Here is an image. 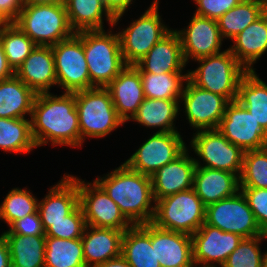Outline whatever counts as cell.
I'll return each mask as SVG.
<instances>
[{"label": "cell", "mask_w": 267, "mask_h": 267, "mask_svg": "<svg viewBox=\"0 0 267 267\" xmlns=\"http://www.w3.org/2000/svg\"><path fill=\"white\" fill-rule=\"evenodd\" d=\"M159 13V0H153L138 19L119 31L121 52L126 65H135L172 28L165 25Z\"/></svg>", "instance_id": "ba28073f"}, {"label": "cell", "mask_w": 267, "mask_h": 267, "mask_svg": "<svg viewBox=\"0 0 267 267\" xmlns=\"http://www.w3.org/2000/svg\"><path fill=\"white\" fill-rule=\"evenodd\" d=\"M266 10L267 7L262 2L242 0L239 4L217 19L222 38L224 40H227V38L228 40H233Z\"/></svg>", "instance_id": "d6a6232c"}, {"label": "cell", "mask_w": 267, "mask_h": 267, "mask_svg": "<svg viewBox=\"0 0 267 267\" xmlns=\"http://www.w3.org/2000/svg\"><path fill=\"white\" fill-rule=\"evenodd\" d=\"M117 115L129 122L145 99L141 74L134 65H127L106 87Z\"/></svg>", "instance_id": "ac0fdd59"}, {"label": "cell", "mask_w": 267, "mask_h": 267, "mask_svg": "<svg viewBox=\"0 0 267 267\" xmlns=\"http://www.w3.org/2000/svg\"><path fill=\"white\" fill-rule=\"evenodd\" d=\"M240 188H267V147L244 153Z\"/></svg>", "instance_id": "f35d334b"}, {"label": "cell", "mask_w": 267, "mask_h": 267, "mask_svg": "<svg viewBox=\"0 0 267 267\" xmlns=\"http://www.w3.org/2000/svg\"><path fill=\"white\" fill-rule=\"evenodd\" d=\"M229 50L247 71H256L254 64L267 53V10L233 40Z\"/></svg>", "instance_id": "d4e9b609"}, {"label": "cell", "mask_w": 267, "mask_h": 267, "mask_svg": "<svg viewBox=\"0 0 267 267\" xmlns=\"http://www.w3.org/2000/svg\"><path fill=\"white\" fill-rule=\"evenodd\" d=\"M237 101L267 133V83L256 71H248L239 83Z\"/></svg>", "instance_id": "4dcf8cb0"}, {"label": "cell", "mask_w": 267, "mask_h": 267, "mask_svg": "<svg viewBox=\"0 0 267 267\" xmlns=\"http://www.w3.org/2000/svg\"><path fill=\"white\" fill-rule=\"evenodd\" d=\"M28 188H12L0 204V220L10 227L16 220L35 213L38 210L36 196Z\"/></svg>", "instance_id": "74e56055"}, {"label": "cell", "mask_w": 267, "mask_h": 267, "mask_svg": "<svg viewBox=\"0 0 267 267\" xmlns=\"http://www.w3.org/2000/svg\"><path fill=\"white\" fill-rule=\"evenodd\" d=\"M31 133L37 147L48 143L55 146L81 148V135L75 94L63 92L38 93L35 96Z\"/></svg>", "instance_id": "6da1fadb"}, {"label": "cell", "mask_w": 267, "mask_h": 267, "mask_svg": "<svg viewBox=\"0 0 267 267\" xmlns=\"http://www.w3.org/2000/svg\"><path fill=\"white\" fill-rule=\"evenodd\" d=\"M196 69H188V79L197 87L237 100L239 83L248 72L227 48L223 52L194 60Z\"/></svg>", "instance_id": "5b68a950"}, {"label": "cell", "mask_w": 267, "mask_h": 267, "mask_svg": "<svg viewBox=\"0 0 267 267\" xmlns=\"http://www.w3.org/2000/svg\"><path fill=\"white\" fill-rule=\"evenodd\" d=\"M217 129L244 152L267 147V133L237 100L226 105Z\"/></svg>", "instance_id": "9a60e30c"}, {"label": "cell", "mask_w": 267, "mask_h": 267, "mask_svg": "<svg viewBox=\"0 0 267 267\" xmlns=\"http://www.w3.org/2000/svg\"><path fill=\"white\" fill-rule=\"evenodd\" d=\"M106 9L115 18L113 28L119 24L121 17L124 16L129 7L135 2L134 0H103Z\"/></svg>", "instance_id": "bcb514c9"}, {"label": "cell", "mask_w": 267, "mask_h": 267, "mask_svg": "<svg viewBox=\"0 0 267 267\" xmlns=\"http://www.w3.org/2000/svg\"><path fill=\"white\" fill-rule=\"evenodd\" d=\"M151 245L161 267H193L191 235L164 230L151 223Z\"/></svg>", "instance_id": "44dd1931"}, {"label": "cell", "mask_w": 267, "mask_h": 267, "mask_svg": "<svg viewBox=\"0 0 267 267\" xmlns=\"http://www.w3.org/2000/svg\"><path fill=\"white\" fill-rule=\"evenodd\" d=\"M45 267H86L81 238L46 236Z\"/></svg>", "instance_id": "d590c367"}, {"label": "cell", "mask_w": 267, "mask_h": 267, "mask_svg": "<svg viewBox=\"0 0 267 267\" xmlns=\"http://www.w3.org/2000/svg\"><path fill=\"white\" fill-rule=\"evenodd\" d=\"M196 4L195 14L217 20L242 0H193Z\"/></svg>", "instance_id": "ee69618b"}, {"label": "cell", "mask_w": 267, "mask_h": 267, "mask_svg": "<svg viewBox=\"0 0 267 267\" xmlns=\"http://www.w3.org/2000/svg\"><path fill=\"white\" fill-rule=\"evenodd\" d=\"M81 148L86 138H104L125 123L117 115L106 88L94 87L75 92Z\"/></svg>", "instance_id": "8992f818"}, {"label": "cell", "mask_w": 267, "mask_h": 267, "mask_svg": "<svg viewBox=\"0 0 267 267\" xmlns=\"http://www.w3.org/2000/svg\"><path fill=\"white\" fill-rule=\"evenodd\" d=\"M187 148L174 161L164 165L151 176L155 202L166 196L193 188L194 157Z\"/></svg>", "instance_id": "d6986e66"}, {"label": "cell", "mask_w": 267, "mask_h": 267, "mask_svg": "<svg viewBox=\"0 0 267 267\" xmlns=\"http://www.w3.org/2000/svg\"><path fill=\"white\" fill-rule=\"evenodd\" d=\"M14 24L37 46H53L75 34L64 2L24 4Z\"/></svg>", "instance_id": "277c9868"}, {"label": "cell", "mask_w": 267, "mask_h": 267, "mask_svg": "<svg viewBox=\"0 0 267 267\" xmlns=\"http://www.w3.org/2000/svg\"><path fill=\"white\" fill-rule=\"evenodd\" d=\"M8 64L15 72L37 46L16 24L7 23L0 31Z\"/></svg>", "instance_id": "8d00e7d4"}, {"label": "cell", "mask_w": 267, "mask_h": 267, "mask_svg": "<svg viewBox=\"0 0 267 267\" xmlns=\"http://www.w3.org/2000/svg\"><path fill=\"white\" fill-rule=\"evenodd\" d=\"M71 28L83 30H104V20L113 27L114 17L106 9L103 0H64Z\"/></svg>", "instance_id": "f1b7e54d"}, {"label": "cell", "mask_w": 267, "mask_h": 267, "mask_svg": "<svg viewBox=\"0 0 267 267\" xmlns=\"http://www.w3.org/2000/svg\"><path fill=\"white\" fill-rule=\"evenodd\" d=\"M205 223L243 238L263 235L241 191L206 206Z\"/></svg>", "instance_id": "7c38bea8"}, {"label": "cell", "mask_w": 267, "mask_h": 267, "mask_svg": "<svg viewBox=\"0 0 267 267\" xmlns=\"http://www.w3.org/2000/svg\"><path fill=\"white\" fill-rule=\"evenodd\" d=\"M37 148L31 133L30 118H0V149L4 152L29 154Z\"/></svg>", "instance_id": "836d02e7"}, {"label": "cell", "mask_w": 267, "mask_h": 267, "mask_svg": "<svg viewBox=\"0 0 267 267\" xmlns=\"http://www.w3.org/2000/svg\"><path fill=\"white\" fill-rule=\"evenodd\" d=\"M96 267H131L130 264L124 259V257L120 254L115 258H111Z\"/></svg>", "instance_id": "681fc988"}, {"label": "cell", "mask_w": 267, "mask_h": 267, "mask_svg": "<svg viewBox=\"0 0 267 267\" xmlns=\"http://www.w3.org/2000/svg\"><path fill=\"white\" fill-rule=\"evenodd\" d=\"M1 234H17L25 236H45V230L38 210L35 213L27 215L16 220L8 230Z\"/></svg>", "instance_id": "7bdbcfd3"}, {"label": "cell", "mask_w": 267, "mask_h": 267, "mask_svg": "<svg viewBox=\"0 0 267 267\" xmlns=\"http://www.w3.org/2000/svg\"><path fill=\"white\" fill-rule=\"evenodd\" d=\"M184 73V74H183ZM145 98L180 100L188 72H140Z\"/></svg>", "instance_id": "e575fe53"}, {"label": "cell", "mask_w": 267, "mask_h": 267, "mask_svg": "<svg viewBox=\"0 0 267 267\" xmlns=\"http://www.w3.org/2000/svg\"><path fill=\"white\" fill-rule=\"evenodd\" d=\"M180 132H155L124 163L143 175L152 176L158 169L174 161L186 149Z\"/></svg>", "instance_id": "8fae6325"}, {"label": "cell", "mask_w": 267, "mask_h": 267, "mask_svg": "<svg viewBox=\"0 0 267 267\" xmlns=\"http://www.w3.org/2000/svg\"><path fill=\"white\" fill-rule=\"evenodd\" d=\"M22 0H0V16L7 23H14L23 9Z\"/></svg>", "instance_id": "f6af8a7d"}, {"label": "cell", "mask_w": 267, "mask_h": 267, "mask_svg": "<svg viewBox=\"0 0 267 267\" xmlns=\"http://www.w3.org/2000/svg\"><path fill=\"white\" fill-rule=\"evenodd\" d=\"M180 100L145 98L131 119L156 132H180L176 125L180 115ZM175 121V122H174Z\"/></svg>", "instance_id": "83f0119b"}, {"label": "cell", "mask_w": 267, "mask_h": 267, "mask_svg": "<svg viewBox=\"0 0 267 267\" xmlns=\"http://www.w3.org/2000/svg\"><path fill=\"white\" fill-rule=\"evenodd\" d=\"M229 101L220 95L194 85L189 79L185 82L180 98L187 123L194 131L217 129ZM185 110V111H184Z\"/></svg>", "instance_id": "5bb4252c"}, {"label": "cell", "mask_w": 267, "mask_h": 267, "mask_svg": "<svg viewBox=\"0 0 267 267\" xmlns=\"http://www.w3.org/2000/svg\"><path fill=\"white\" fill-rule=\"evenodd\" d=\"M79 205L77 176L64 173L61 180L51 186L48 193L38 201L42 222H59Z\"/></svg>", "instance_id": "603a6c76"}, {"label": "cell", "mask_w": 267, "mask_h": 267, "mask_svg": "<svg viewBox=\"0 0 267 267\" xmlns=\"http://www.w3.org/2000/svg\"><path fill=\"white\" fill-rule=\"evenodd\" d=\"M54 56L57 87L75 93L90 89V75L83 50V31L51 46Z\"/></svg>", "instance_id": "30bf717a"}, {"label": "cell", "mask_w": 267, "mask_h": 267, "mask_svg": "<svg viewBox=\"0 0 267 267\" xmlns=\"http://www.w3.org/2000/svg\"><path fill=\"white\" fill-rule=\"evenodd\" d=\"M14 75H15V72L8 64L3 46L0 42V80L11 78Z\"/></svg>", "instance_id": "7dc6e473"}, {"label": "cell", "mask_w": 267, "mask_h": 267, "mask_svg": "<svg viewBox=\"0 0 267 267\" xmlns=\"http://www.w3.org/2000/svg\"><path fill=\"white\" fill-rule=\"evenodd\" d=\"M255 1L262 2L267 7V0H255Z\"/></svg>", "instance_id": "db71d44e"}, {"label": "cell", "mask_w": 267, "mask_h": 267, "mask_svg": "<svg viewBox=\"0 0 267 267\" xmlns=\"http://www.w3.org/2000/svg\"><path fill=\"white\" fill-rule=\"evenodd\" d=\"M193 189L203 204L208 206L240 191L239 177L232 172L196 166Z\"/></svg>", "instance_id": "cb8c5ba5"}, {"label": "cell", "mask_w": 267, "mask_h": 267, "mask_svg": "<svg viewBox=\"0 0 267 267\" xmlns=\"http://www.w3.org/2000/svg\"><path fill=\"white\" fill-rule=\"evenodd\" d=\"M64 2V0H24V4H42V3H58Z\"/></svg>", "instance_id": "f907efd6"}, {"label": "cell", "mask_w": 267, "mask_h": 267, "mask_svg": "<svg viewBox=\"0 0 267 267\" xmlns=\"http://www.w3.org/2000/svg\"><path fill=\"white\" fill-rule=\"evenodd\" d=\"M7 24V22L0 16V31L3 29V27Z\"/></svg>", "instance_id": "816d5d0a"}, {"label": "cell", "mask_w": 267, "mask_h": 267, "mask_svg": "<svg viewBox=\"0 0 267 267\" xmlns=\"http://www.w3.org/2000/svg\"><path fill=\"white\" fill-rule=\"evenodd\" d=\"M263 234H267V188H240Z\"/></svg>", "instance_id": "b9f144b4"}, {"label": "cell", "mask_w": 267, "mask_h": 267, "mask_svg": "<svg viewBox=\"0 0 267 267\" xmlns=\"http://www.w3.org/2000/svg\"><path fill=\"white\" fill-rule=\"evenodd\" d=\"M0 267H12L9 248L2 234H0Z\"/></svg>", "instance_id": "c3c4849f"}, {"label": "cell", "mask_w": 267, "mask_h": 267, "mask_svg": "<svg viewBox=\"0 0 267 267\" xmlns=\"http://www.w3.org/2000/svg\"><path fill=\"white\" fill-rule=\"evenodd\" d=\"M94 181L119 206L132 225L152 222L156 202L150 176L132 170L123 162L103 177L97 176Z\"/></svg>", "instance_id": "7a4b0ae2"}, {"label": "cell", "mask_w": 267, "mask_h": 267, "mask_svg": "<svg viewBox=\"0 0 267 267\" xmlns=\"http://www.w3.org/2000/svg\"><path fill=\"white\" fill-rule=\"evenodd\" d=\"M45 236L60 239L81 238L86 227L85 218L80 205L59 222H42Z\"/></svg>", "instance_id": "60d3db41"}, {"label": "cell", "mask_w": 267, "mask_h": 267, "mask_svg": "<svg viewBox=\"0 0 267 267\" xmlns=\"http://www.w3.org/2000/svg\"><path fill=\"white\" fill-rule=\"evenodd\" d=\"M191 237L193 263L202 267H222L243 240L238 234L224 232L206 223Z\"/></svg>", "instance_id": "2e32d148"}, {"label": "cell", "mask_w": 267, "mask_h": 267, "mask_svg": "<svg viewBox=\"0 0 267 267\" xmlns=\"http://www.w3.org/2000/svg\"><path fill=\"white\" fill-rule=\"evenodd\" d=\"M125 231L86 225L81 242L86 267L97 265L121 254Z\"/></svg>", "instance_id": "484cf974"}, {"label": "cell", "mask_w": 267, "mask_h": 267, "mask_svg": "<svg viewBox=\"0 0 267 267\" xmlns=\"http://www.w3.org/2000/svg\"><path fill=\"white\" fill-rule=\"evenodd\" d=\"M77 177L79 205L88 226L125 231L132 224L121 213L119 206L94 181Z\"/></svg>", "instance_id": "4fadbf2b"}, {"label": "cell", "mask_w": 267, "mask_h": 267, "mask_svg": "<svg viewBox=\"0 0 267 267\" xmlns=\"http://www.w3.org/2000/svg\"><path fill=\"white\" fill-rule=\"evenodd\" d=\"M179 35L183 57L186 64L189 61L212 56L223 52L224 39L221 36L217 20L193 13L185 28L175 29Z\"/></svg>", "instance_id": "e0dca14e"}, {"label": "cell", "mask_w": 267, "mask_h": 267, "mask_svg": "<svg viewBox=\"0 0 267 267\" xmlns=\"http://www.w3.org/2000/svg\"><path fill=\"white\" fill-rule=\"evenodd\" d=\"M205 212L206 206L191 188L157 200L151 223L192 236L205 223Z\"/></svg>", "instance_id": "52a82bcc"}, {"label": "cell", "mask_w": 267, "mask_h": 267, "mask_svg": "<svg viewBox=\"0 0 267 267\" xmlns=\"http://www.w3.org/2000/svg\"><path fill=\"white\" fill-rule=\"evenodd\" d=\"M263 239H267V234L243 238L222 267H262L266 254L261 251L260 245Z\"/></svg>", "instance_id": "ab89813d"}, {"label": "cell", "mask_w": 267, "mask_h": 267, "mask_svg": "<svg viewBox=\"0 0 267 267\" xmlns=\"http://www.w3.org/2000/svg\"><path fill=\"white\" fill-rule=\"evenodd\" d=\"M2 235L9 248L12 267H45L46 236Z\"/></svg>", "instance_id": "1f68e13d"}, {"label": "cell", "mask_w": 267, "mask_h": 267, "mask_svg": "<svg viewBox=\"0 0 267 267\" xmlns=\"http://www.w3.org/2000/svg\"><path fill=\"white\" fill-rule=\"evenodd\" d=\"M83 50L90 75V89L105 88L127 65L120 39L112 27L104 30H83Z\"/></svg>", "instance_id": "3957f363"}, {"label": "cell", "mask_w": 267, "mask_h": 267, "mask_svg": "<svg viewBox=\"0 0 267 267\" xmlns=\"http://www.w3.org/2000/svg\"><path fill=\"white\" fill-rule=\"evenodd\" d=\"M35 96L16 75L0 80V118L31 117Z\"/></svg>", "instance_id": "f546056e"}, {"label": "cell", "mask_w": 267, "mask_h": 267, "mask_svg": "<svg viewBox=\"0 0 267 267\" xmlns=\"http://www.w3.org/2000/svg\"><path fill=\"white\" fill-rule=\"evenodd\" d=\"M262 267H267V251H266V254L264 256Z\"/></svg>", "instance_id": "f5cc1de1"}, {"label": "cell", "mask_w": 267, "mask_h": 267, "mask_svg": "<svg viewBox=\"0 0 267 267\" xmlns=\"http://www.w3.org/2000/svg\"><path fill=\"white\" fill-rule=\"evenodd\" d=\"M15 75L36 94L50 92L53 86H57L52 47L36 46Z\"/></svg>", "instance_id": "7402d4cb"}, {"label": "cell", "mask_w": 267, "mask_h": 267, "mask_svg": "<svg viewBox=\"0 0 267 267\" xmlns=\"http://www.w3.org/2000/svg\"><path fill=\"white\" fill-rule=\"evenodd\" d=\"M186 65L179 35L172 28L134 66L139 72L160 74L185 72Z\"/></svg>", "instance_id": "ffe728a7"}, {"label": "cell", "mask_w": 267, "mask_h": 267, "mask_svg": "<svg viewBox=\"0 0 267 267\" xmlns=\"http://www.w3.org/2000/svg\"><path fill=\"white\" fill-rule=\"evenodd\" d=\"M187 148H192L198 156L194 157L196 166L232 172L240 177L245 152L230 143L218 129L196 131Z\"/></svg>", "instance_id": "9c48e42d"}, {"label": "cell", "mask_w": 267, "mask_h": 267, "mask_svg": "<svg viewBox=\"0 0 267 267\" xmlns=\"http://www.w3.org/2000/svg\"><path fill=\"white\" fill-rule=\"evenodd\" d=\"M121 255L131 267H161L151 245V223L132 225L122 238Z\"/></svg>", "instance_id": "4316f807"}]
</instances>
